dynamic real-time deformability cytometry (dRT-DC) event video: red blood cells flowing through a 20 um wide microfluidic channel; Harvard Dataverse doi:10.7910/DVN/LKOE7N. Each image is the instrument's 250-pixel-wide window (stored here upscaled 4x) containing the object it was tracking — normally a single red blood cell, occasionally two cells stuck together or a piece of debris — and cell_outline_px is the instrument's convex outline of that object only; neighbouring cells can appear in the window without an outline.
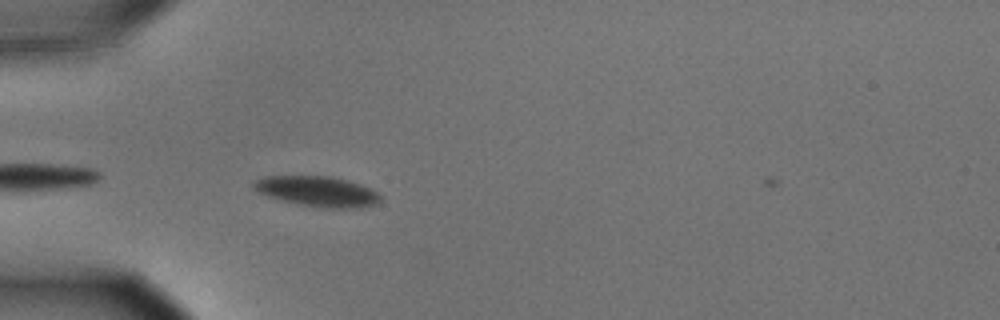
{"species": "common noctule bat (a hibernating species)", "species_latin": "Nyctalus noctula", "temperature_condition": "cold", "stored_images_in_passage": 4, "camera_frame_rate_fps": 3000, "um_per_image_px": 0.085, "animal": {"sex": "male", "body_mass_g": 15.6}, "frame": {"image": 1, "passage_image": 3, "time_ms": 0.667, "image_size_px": [1000, 320], "cell_outline_px": [[380, 200], [376, 204], [360, 208], [324, 208], [300, 204], [268, 196], [256, 192], [252, 188], [252, 180], [264, 176], [332, 176], [348, 180], [360, 184], [376, 192], [380, 196]], "centroid_in_image_um": [26.94, 16.26], "position_along_channel_um": 58.1, "area_um2": 22.43}}